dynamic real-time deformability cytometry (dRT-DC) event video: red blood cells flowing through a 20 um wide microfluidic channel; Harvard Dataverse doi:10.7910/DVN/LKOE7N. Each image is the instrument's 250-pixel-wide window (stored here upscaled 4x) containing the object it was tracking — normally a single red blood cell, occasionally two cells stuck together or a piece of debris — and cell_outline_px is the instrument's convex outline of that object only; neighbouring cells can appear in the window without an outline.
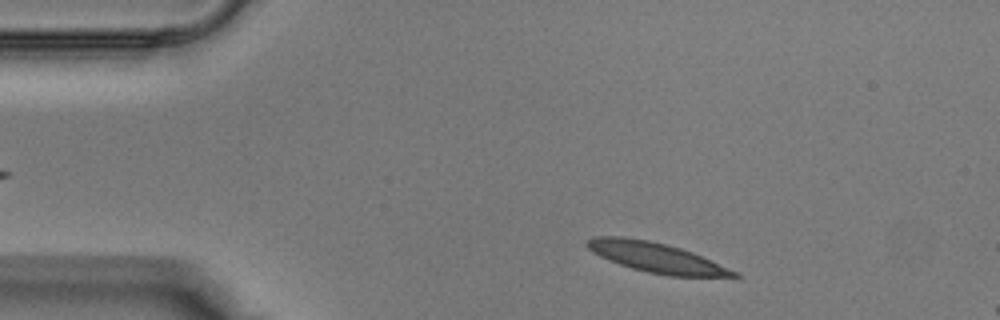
{"species": "Egyptian fruit bat (a non-hibernating species)", "species_latin": "Rousettus aegyptiacus", "temperature_condition": "warm", "stored_images_in_passage": 7, "camera_frame_rate_fps": 3000, "um_per_image_px": 0.085, "animal": {"sex": "male"}, "frame": {"image": 1, "passage_image": 2, "time_ms": 0.333, "image_size_px": [1000, 320], "cell_outline_px": [[740, 276], [668, 276], [648, 272], [632, 268], [620, 264], [600, 256], [592, 252], [584, 244], [592, 236], [624, 236], [648, 240], [680, 248], [692, 252], [736, 272]], "centroid_in_image_um": [55.68, 21.86], "position_along_channel_um": 29.3, "area_um2": 25.03}}